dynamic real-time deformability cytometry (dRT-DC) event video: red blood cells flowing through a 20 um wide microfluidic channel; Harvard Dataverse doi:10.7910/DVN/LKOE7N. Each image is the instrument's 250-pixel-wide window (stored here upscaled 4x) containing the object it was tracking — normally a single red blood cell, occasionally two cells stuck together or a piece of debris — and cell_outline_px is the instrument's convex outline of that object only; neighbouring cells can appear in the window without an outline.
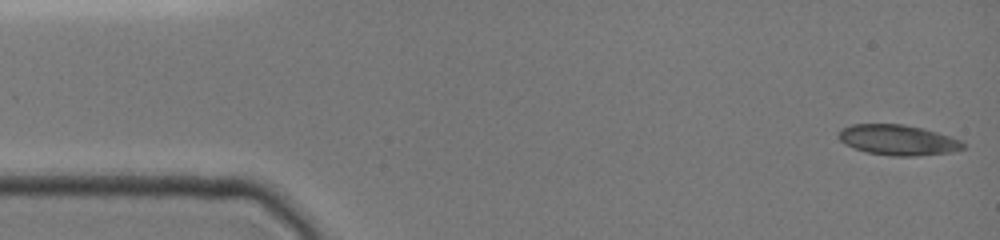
{"species": "common noctule bat (a hibernating species)", "species_latin": "Nyctalus noctula", "temperature_condition": "cold", "stored_images_in_passage": 11, "camera_frame_rate_fps": 3000, "um_per_image_px": 0.085, "animal": {"sex": "female", "body_mass_g": 19.0, "forearm_length_mm": 51.5}, "frame": {"image": 1, "passage_image": 1, "time_ms": 0.0, "image_size_px": [1000, 240], "cell_outline_px": [[964, 148], [952, 152], [916, 156], [892, 156], [868, 152], [844, 144], [836, 136], [836, 132], [840, 128], [852, 124], [900, 124], [920, 128], [952, 136], [964, 140]], "centroid_in_image_um": [76.31, 11.89], "position_along_channel_um": 8.7, "area_um2": 22.2}}
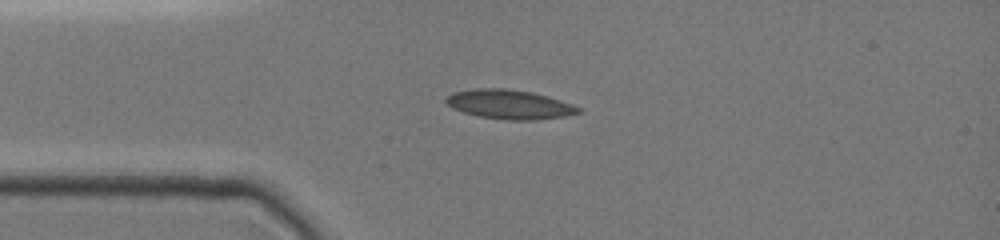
{"frame": {"image": 2, "passage_image": 11, "time_ms": 3.333, "image_size_px": [1000, 240], "cell_outline_px": [[580, 112], [564, 116], [536, 120], [508, 120], [480, 116], [464, 112], [452, 108], [444, 100], [452, 92], [476, 88], [500, 88], [532, 92], [548, 96], [572, 104], [580, 108]], "centroid_in_image_um": [43.29, 8.87], "position_along_channel_um": 41.7, "area_um2": 22.37}}